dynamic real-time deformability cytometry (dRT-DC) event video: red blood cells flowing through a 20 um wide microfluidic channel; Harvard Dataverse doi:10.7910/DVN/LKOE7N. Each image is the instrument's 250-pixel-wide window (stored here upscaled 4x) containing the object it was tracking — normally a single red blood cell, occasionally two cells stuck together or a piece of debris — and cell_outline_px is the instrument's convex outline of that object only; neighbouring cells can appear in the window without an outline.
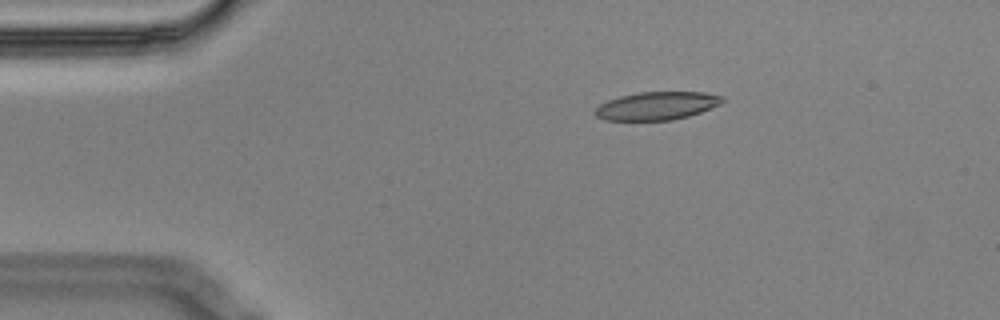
{"species": "Egyptian fruit bat (a non-hibernating species)", "species_latin": "Rousettus aegyptiacus", "temperature_condition": "cold", "stored_images_in_passage": 5, "camera_frame_rate_fps": 3000, "um_per_image_px": 0.085, "animal": {"sex": "male"}, "frame": {"image": 1, "passage_image": 2, "time_ms": 0.333, "image_size_px": [1000, 320], "cell_outline_px": [[724, 100], [720, 104], [700, 112], [688, 116], [672, 120], [604, 120], [596, 116], [596, 108], [600, 104], [608, 100], [620, 96], [640, 92], [704, 92], [724, 96]], "centroid_in_image_um": [55.84, 8.99], "position_along_channel_um": 29.2, "area_um2": 20.69}}